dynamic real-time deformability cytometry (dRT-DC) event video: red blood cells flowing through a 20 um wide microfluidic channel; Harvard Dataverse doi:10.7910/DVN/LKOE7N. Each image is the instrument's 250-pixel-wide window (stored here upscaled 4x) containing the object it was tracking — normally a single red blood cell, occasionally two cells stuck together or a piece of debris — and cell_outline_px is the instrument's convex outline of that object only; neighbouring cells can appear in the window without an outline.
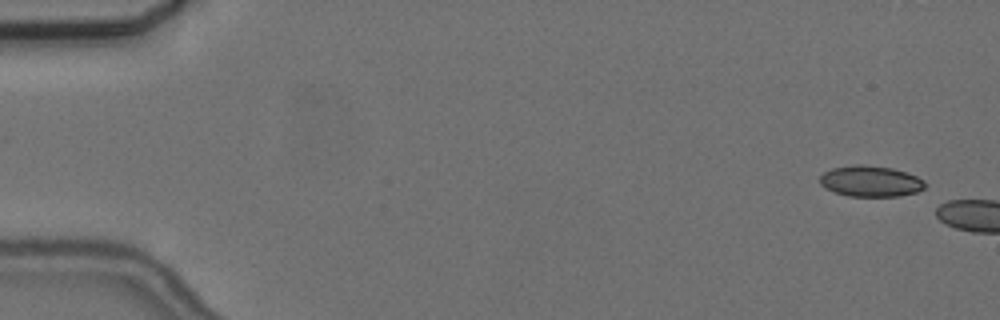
{"species": "common noctule bat (a hibernating species)", "species_latin": "Nyctalus noctula", "temperature_condition": "cold", "stored_images_in_passage": 6, "camera_frame_rate_fps": 3000, "um_per_image_px": 0.085, "animal": {"sex": "female", "body_mass_g": 24.6, "forearm_length_mm": 56.2}, "frame": {"image": 1, "passage_image": 3, "time_ms": 0.667, "image_size_px": [1000, 320], "cell_outline_px": [[924, 188], [916, 192], [900, 196], [848, 196], [824, 188], [820, 184], [820, 176], [824, 172], [832, 168], [852, 164], [864, 164], [892, 168], [908, 172], [924, 180]], "centroid_in_image_um": [73.98, 15.39], "position_along_channel_um": 11.0, "area_um2": 19.07}}